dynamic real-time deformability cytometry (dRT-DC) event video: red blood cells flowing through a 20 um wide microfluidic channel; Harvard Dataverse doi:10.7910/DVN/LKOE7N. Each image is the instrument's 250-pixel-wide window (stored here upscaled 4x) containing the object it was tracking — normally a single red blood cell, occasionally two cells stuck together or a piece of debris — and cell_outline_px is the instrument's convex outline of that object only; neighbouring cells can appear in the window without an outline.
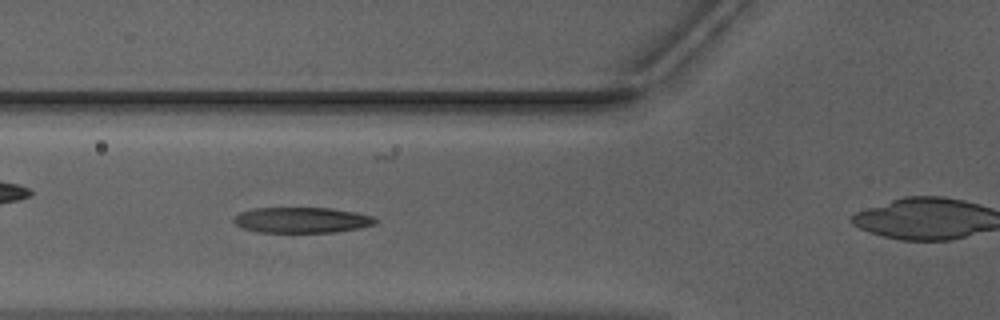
{"species": "Egyptian fruit bat (a non-hibernating species)", "species_latin": "Rousettus aegyptiacus", "temperature_condition": "warm", "stored_images_in_passage": 34, "camera_frame_rate_fps": 3000, "um_per_image_px": 0.085, "animal": {"sex": "male"}, "frame": {"image": 1, "passage_image": 9, "time_ms": 2.667, "image_size_px": [1000, 320], "cell_outline_px": [[376, 224], [360, 228], [336, 232], [256, 232], [244, 228], [236, 224], [232, 220], [240, 212], [256, 208], [328, 208], [356, 212], [372, 216], [376, 220]], "centroid_in_image_um": [25.66, 18.71], "position_along_channel_um": 100.1, "area_um2": 21.04}}
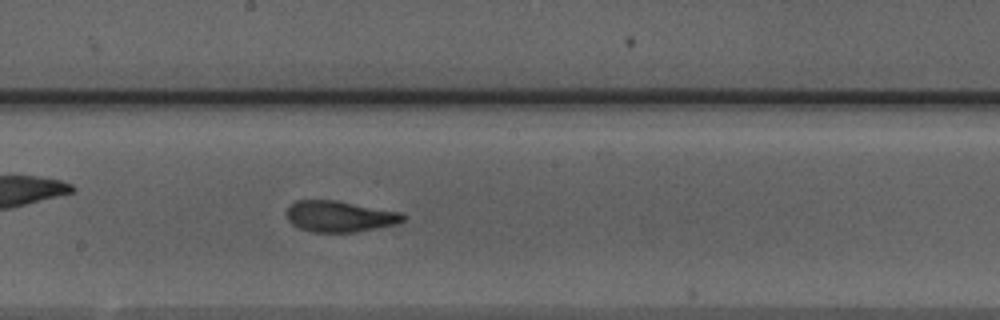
{"frame": {"image": 2, "passage_image": 18, "time_ms": 5.667, "image_size_px": [1000, 320], "cell_outline_px": [[408, 216], [404, 220], [396, 224], [356, 232], [312, 232], [300, 228], [292, 224], [288, 220], [288, 208], [296, 200], [336, 200], [400, 212]], "centroid_in_image_um": [28.9, 18.39], "position_along_channel_um": 219.3, "area_um2": 20.98}}
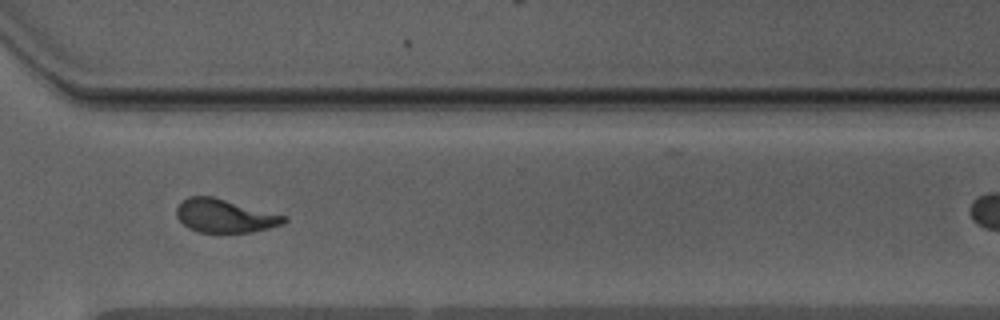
{"frame": {"image": 3, "passage_image": 28, "time_ms": 9.0, "image_size_px": [1000, 320], "cell_outline_px": [[288, 220], [284, 224], [252, 232], [200, 232], [188, 228], [176, 216], [176, 208], [188, 196], [212, 196], [288, 216]], "centroid_in_image_um": [19.13, 18.34], "position_along_channel_um": 351.5, "area_um2": 20.87}}